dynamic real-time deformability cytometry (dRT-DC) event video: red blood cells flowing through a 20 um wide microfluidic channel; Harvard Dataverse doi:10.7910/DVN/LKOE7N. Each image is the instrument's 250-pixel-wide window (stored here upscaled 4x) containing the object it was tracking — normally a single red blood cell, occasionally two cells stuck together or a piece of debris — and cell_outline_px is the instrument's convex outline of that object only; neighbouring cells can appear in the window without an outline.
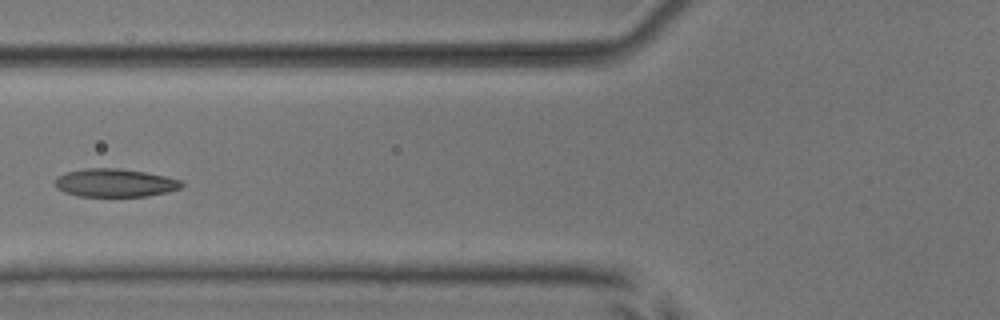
{"species": "common noctule bat (a hibernating species)", "species_latin": "Nyctalus noctula", "temperature_condition": "room temperature", "stored_images_in_passage": 6, "camera_frame_rate_fps": 3000, "um_per_image_px": 0.085, "animal": {"sex": "male", "body_mass_g": 17.9, "forearm_length_mm": 54.2}, "frame": {"image": 1, "passage_image": 6, "time_ms": 6.0, "image_size_px": [1000, 320], "cell_outline_px": [[184, 184], [180, 188], [168, 192], [148, 196], [76, 196], [64, 192], [56, 188], [56, 180], [60, 176], [68, 172], [84, 168], [120, 168], [144, 172], [164, 176], [180, 180]], "centroid_in_image_um": [9.78, 15.55], "position_along_channel_um": 116.0, "area_um2": 20.63}}